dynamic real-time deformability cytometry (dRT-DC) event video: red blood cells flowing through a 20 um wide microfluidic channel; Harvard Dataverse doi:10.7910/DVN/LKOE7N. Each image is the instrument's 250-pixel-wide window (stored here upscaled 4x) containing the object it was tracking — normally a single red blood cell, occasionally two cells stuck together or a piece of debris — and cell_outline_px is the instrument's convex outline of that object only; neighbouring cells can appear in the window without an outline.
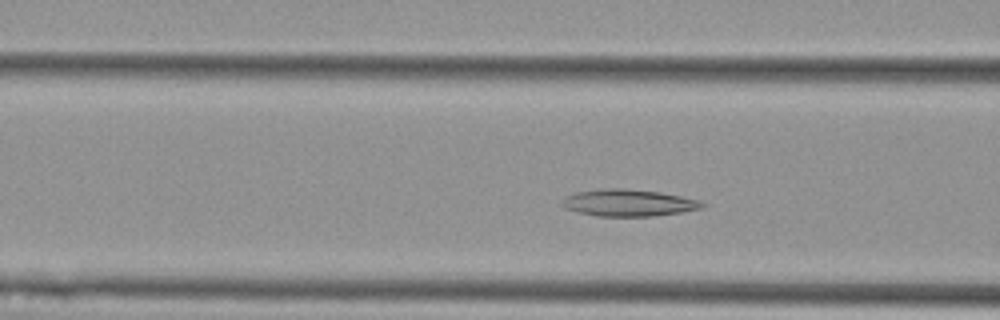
{"species": "Egyptian fruit bat (a non-hibernating species)", "species_latin": "Rousettus aegyptiacus", "temperature_condition": "cold", "stored_images_in_passage": 46, "camera_frame_rate_fps": 3000, "um_per_image_px": 0.085, "animal": {"sex": "female"}, "frame": {"image": 1, "passage_image": 12, "time_ms": 3.667, "image_size_px": [1000, 320], "cell_outline_px": [[704, 204], [700, 208], [680, 212], [652, 216], [596, 216], [576, 212], [564, 208], [560, 204], [564, 196], [576, 192], [600, 188], [624, 188], [660, 192], [680, 196], [696, 200]], "centroid_in_image_um": [53.3, 17.23], "position_along_channel_um": 113.3, "area_um2": 21.91}}
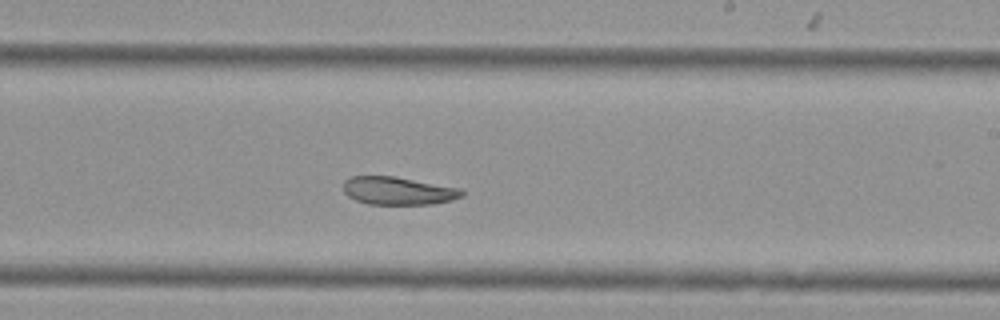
{"frame": {"image": 2, "passage_image": 24, "time_ms": 7.667, "image_size_px": [1000, 320], "cell_outline_px": [[464, 196], [452, 200], [432, 204], [368, 204], [356, 200], [348, 196], [344, 192], [344, 180], [352, 176], [396, 176], [460, 188], [464, 192]], "centroid_in_image_um": [33.85, 16.21], "position_along_channel_um": 255.1, "area_um2": 19.36}}
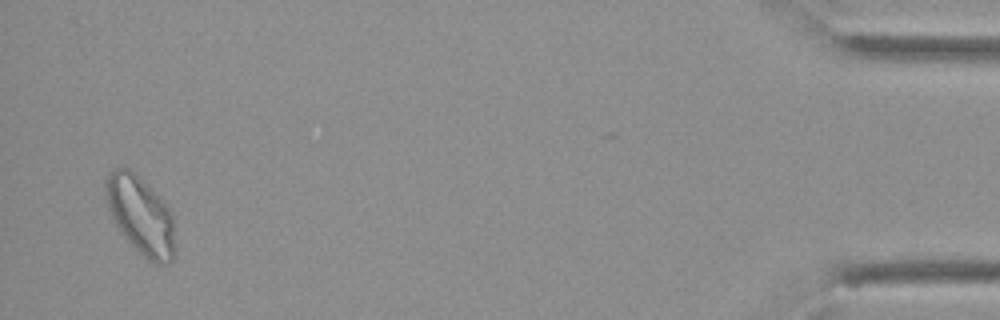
{"frame": {"image": 3, "passage_image": 45, "time_ms": 14.667, "image_size_px": [1000, 320], "cell_outline_px": [[176, 252], [172, 260], [168, 264], [156, 264], [148, 260], [120, 232], [108, 208], [104, 196], [104, 180], [116, 168], [128, 168], [160, 196], [168, 208], [172, 216], [176, 248]], "centroid_in_image_um": [11.96, 18.33], "position_along_channel_um": 423.2, "area_um2": 31.44}, "authors_computed_cell_mechanics": {"area_um2": 22.7732, "velocity_mm_per_s": 3.5628, "shape_relaxation_time_tau1_ms": null, "shape_relaxation_time_tau2_ms": 7.7133, "deformation_change_tau1": null, "deformation_change_tau2": 0.1119}}